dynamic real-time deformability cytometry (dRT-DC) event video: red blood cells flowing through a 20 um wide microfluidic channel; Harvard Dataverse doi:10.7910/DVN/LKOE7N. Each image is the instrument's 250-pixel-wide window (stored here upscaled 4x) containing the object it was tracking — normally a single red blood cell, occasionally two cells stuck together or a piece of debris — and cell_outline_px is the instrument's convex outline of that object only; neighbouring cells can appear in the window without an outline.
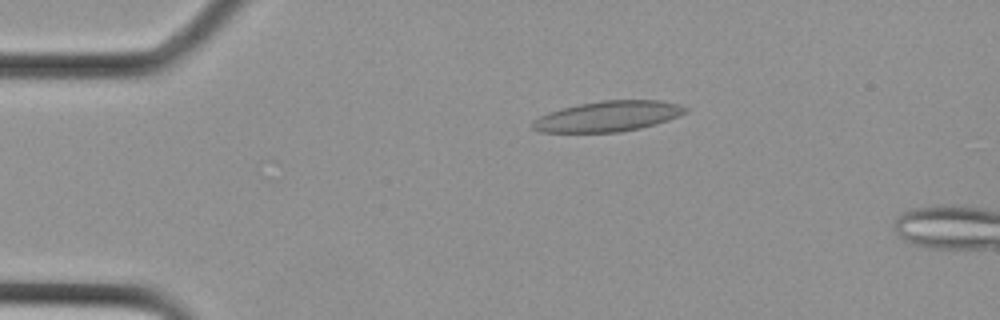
{"species": "Egyptian fruit bat (a non-hibernating species)", "species_latin": "Rousettus aegyptiacus", "temperature_condition": "cold", "stored_images_in_passage": 8, "camera_frame_rate_fps": 3000, "um_per_image_px": 0.085, "animal": {"sex": "female"}, "frame": {"image": 1, "passage_image": 6, "time_ms": 1.667, "image_size_px": [1000, 320], "cell_outline_px": [[688, 112], [680, 116], [668, 120], [640, 128], [620, 132], [540, 132], [532, 128], [532, 120], [548, 112], [580, 104], [604, 100], [660, 100], [680, 104], [688, 108]], "centroid_in_image_um": [51.71, 9.88], "position_along_channel_um": 33.3, "area_um2": 27.11}}